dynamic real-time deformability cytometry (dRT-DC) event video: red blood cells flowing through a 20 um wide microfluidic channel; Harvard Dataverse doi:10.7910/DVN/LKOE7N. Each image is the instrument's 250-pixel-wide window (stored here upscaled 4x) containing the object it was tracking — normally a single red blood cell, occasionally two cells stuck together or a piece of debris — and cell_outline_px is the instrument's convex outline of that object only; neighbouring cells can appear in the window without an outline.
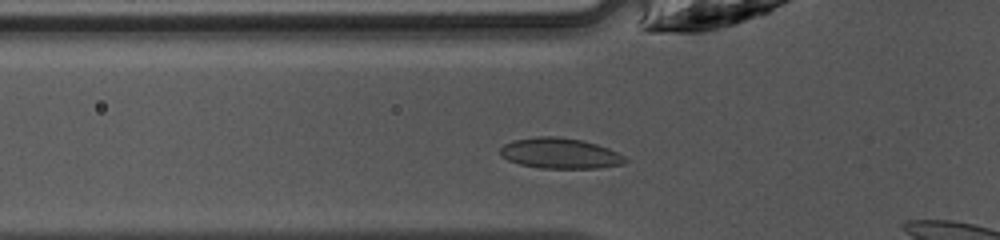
{"species": "common noctule bat (a hibernating species)", "species_latin": "Nyctalus noctula", "temperature_condition": "warm", "stored_images_in_passage": 8, "camera_frame_rate_fps": 3000, "um_per_image_px": 0.085, "animal": {"sex": "female", "body_mass_g": 10.0, "forearm_length_mm": 53.1}, "frame": {"image": 1, "passage_image": 3, "time_ms": 0.667, "image_size_px": [1000, 240], "cell_outline_px": [[628, 160], [624, 164], [600, 168], [540, 168], [520, 164], [508, 160], [500, 156], [500, 148], [504, 144], [512, 140], [536, 136], [556, 136], [580, 140], [596, 144], [608, 148], [624, 156]], "centroid_in_image_um": [47.58, 13.03], "position_along_channel_um": 78.2, "area_um2": 22.31}}
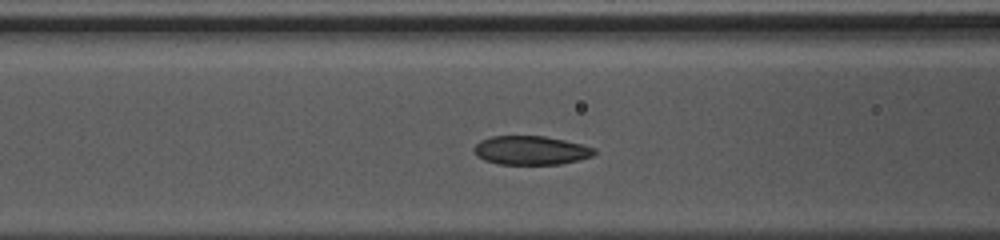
{"frame": {"image": 2, "passage_image": 6, "time_ms": 1.667, "image_size_px": [1000, 240], "cell_outline_px": [[596, 152], [592, 156], [560, 164], [496, 164], [484, 160], [476, 156], [472, 148], [480, 140], [492, 136], [544, 136], [564, 140], [596, 148]], "centroid_in_image_um": [45.08, 12.78], "position_along_channel_um": 121.5, "area_um2": 20.23}}